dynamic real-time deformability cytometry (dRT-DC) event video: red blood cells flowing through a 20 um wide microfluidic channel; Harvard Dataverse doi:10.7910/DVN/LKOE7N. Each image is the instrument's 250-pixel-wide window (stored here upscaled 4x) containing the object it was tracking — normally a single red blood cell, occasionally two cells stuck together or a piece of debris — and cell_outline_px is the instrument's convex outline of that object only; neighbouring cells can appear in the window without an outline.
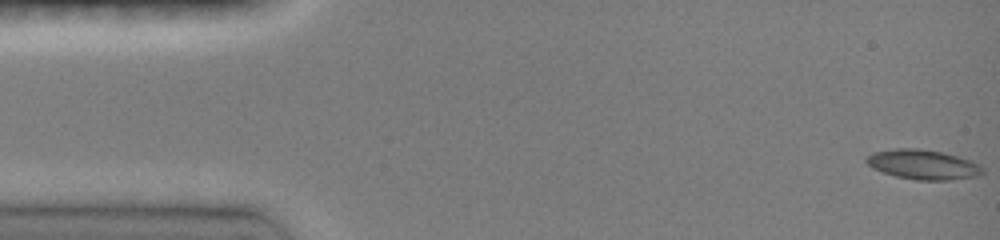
{"species": "common noctule bat (a hibernating species)", "species_latin": "Nyctalus noctula", "temperature_condition": "room temperature", "stored_images_in_passage": 20, "camera_frame_rate_fps": 3000, "um_per_image_px": 0.085, "animal": {"sex": "female", "body_mass_g": 19.0, "forearm_length_mm": 51.5}, "frame": {"image": 1, "passage_image": 1, "time_ms": 0.0, "image_size_px": [1000, 240], "cell_outline_px": [[984, 172], [980, 176], [948, 180], [916, 180], [896, 176], [872, 168], [864, 160], [872, 152], [896, 148], [916, 148], [940, 152], [956, 156], [980, 164], [984, 168]], "centroid_in_image_um": [78.47, 13.99], "position_along_channel_um": 6.5, "area_um2": 20.06}}
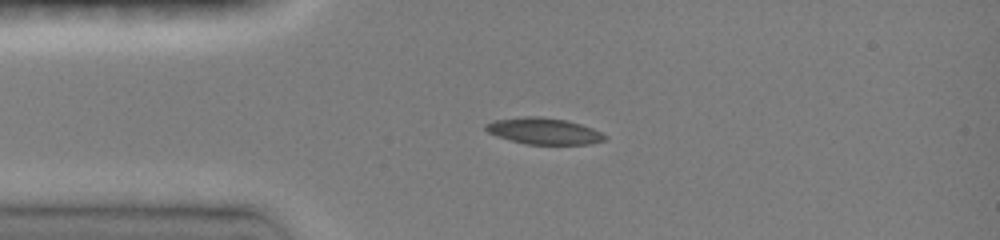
{"frame": {"image": 2, "passage_image": 7, "time_ms": 3.333, "image_size_px": [1000, 240], "cell_outline_px": [[608, 136], [604, 140], [588, 144], [524, 144], [496, 136], [488, 132], [484, 128], [484, 124], [492, 120], [524, 116], [540, 116], [564, 120], [580, 124], [592, 128]], "centroid_in_image_um": [46.17, 11.13], "position_along_channel_um": 38.8, "area_um2": 18.32}}
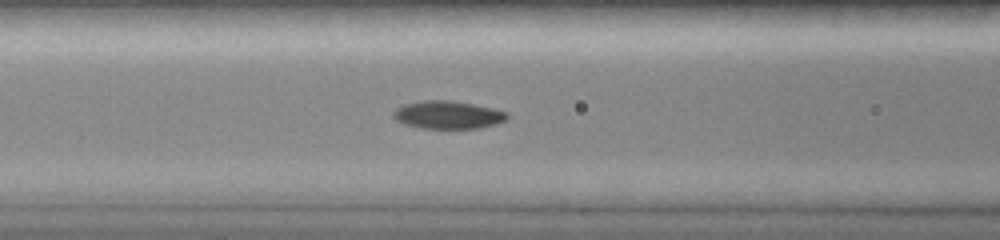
{"frame": {"image": 3, "passage_image": 13, "time_ms": 6.0, "image_size_px": [1000, 240], "cell_outline_px": [[508, 120], [496, 124], [480, 128], [420, 128], [404, 124], [396, 120], [392, 116], [392, 112], [396, 108], [404, 104], [420, 100], [448, 100], [472, 104], [492, 108], [508, 112]], "centroid_in_image_um": [38.06, 9.76], "position_along_channel_um": 128.5, "area_um2": 18.61}}